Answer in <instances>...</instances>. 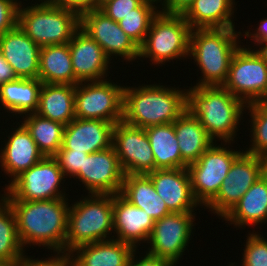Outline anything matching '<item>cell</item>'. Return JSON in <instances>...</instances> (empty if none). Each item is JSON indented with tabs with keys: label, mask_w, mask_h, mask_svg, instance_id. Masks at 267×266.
I'll use <instances>...</instances> for the list:
<instances>
[{
	"label": "cell",
	"mask_w": 267,
	"mask_h": 266,
	"mask_svg": "<svg viewBox=\"0 0 267 266\" xmlns=\"http://www.w3.org/2000/svg\"><path fill=\"white\" fill-rule=\"evenodd\" d=\"M192 28L183 15L160 12L153 18L139 58H149L152 64L162 66L176 59L189 58Z\"/></svg>",
	"instance_id": "52a82bcc"
},
{
	"label": "cell",
	"mask_w": 267,
	"mask_h": 266,
	"mask_svg": "<svg viewBox=\"0 0 267 266\" xmlns=\"http://www.w3.org/2000/svg\"><path fill=\"white\" fill-rule=\"evenodd\" d=\"M74 104L75 85L43 83L35 113L66 126L75 119Z\"/></svg>",
	"instance_id": "d4e9b609"
},
{
	"label": "cell",
	"mask_w": 267,
	"mask_h": 266,
	"mask_svg": "<svg viewBox=\"0 0 267 266\" xmlns=\"http://www.w3.org/2000/svg\"><path fill=\"white\" fill-rule=\"evenodd\" d=\"M217 144L215 142L196 162L187 166L193 196L204 209L217 195L234 160L244 151L232 150L229 142Z\"/></svg>",
	"instance_id": "9c48e42d"
},
{
	"label": "cell",
	"mask_w": 267,
	"mask_h": 266,
	"mask_svg": "<svg viewBox=\"0 0 267 266\" xmlns=\"http://www.w3.org/2000/svg\"><path fill=\"white\" fill-rule=\"evenodd\" d=\"M241 45L230 63L222 85L246 105L259 102L267 90V51Z\"/></svg>",
	"instance_id": "ba28073f"
},
{
	"label": "cell",
	"mask_w": 267,
	"mask_h": 266,
	"mask_svg": "<svg viewBox=\"0 0 267 266\" xmlns=\"http://www.w3.org/2000/svg\"><path fill=\"white\" fill-rule=\"evenodd\" d=\"M22 261H0V266H21Z\"/></svg>",
	"instance_id": "bcb514c9"
},
{
	"label": "cell",
	"mask_w": 267,
	"mask_h": 266,
	"mask_svg": "<svg viewBox=\"0 0 267 266\" xmlns=\"http://www.w3.org/2000/svg\"><path fill=\"white\" fill-rule=\"evenodd\" d=\"M0 53L18 78H38L40 47L25 34L18 24L0 36Z\"/></svg>",
	"instance_id": "7402d4cb"
},
{
	"label": "cell",
	"mask_w": 267,
	"mask_h": 266,
	"mask_svg": "<svg viewBox=\"0 0 267 266\" xmlns=\"http://www.w3.org/2000/svg\"><path fill=\"white\" fill-rule=\"evenodd\" d=\"M234 227L245 228L267 222V177H260L222 219ZM264 223V224H263Z\"/></svg>",
	"instance_id": "cb8c5ba5"
},
{
	"label": "cell",
	"mask_w": 267,
	"mask_h": 266,
	"mask_svg": "<svg viewBox=\"0 0 267 266\" xmlns=\"http://www.w3.org/2000/svg\"><path fill=\"white\" fill-rule=\"evenodd\" d=\"M38 1L26 7L20 2L18 26L40 48L67 44L80 28V13L52 0Z\"/></svg>",
	"instance_id": "5b68a950"
},
{
	"label": "cell",
	"mask_w": 267,
	"mask_h": 266,
	"mask_svg": "<svg viewBox=\"0 0 267 266\" xmlns=\"http://www.w3.org/2000/svg\"><path fill=\"white\" fill-rule=\"evenodd\" d=\"M124 175L112 146L84 157L83 168L73 179H78L88 194L113 195L121 192Z\"/></svg>",
	"instance_id": "2e32d148"
},
{
	"label": "cell",
	"mask_w": 267,
	"mask_h": 266,
	"mask_svg": "<svg viewBox=\"0 0 267 266\" xmlns=\"http://www.w3.org/2000/svg\"><path fill=\"white\" fill-rule=\"evenodd\" d=\"M17 124L15 126L18 128H12L13 131L6 136L7 141H1V143L5 142V145L0 148V167L4 174L11 177L3 189H6L19 175L45 157L26 127L22 123L18 122Z\"/></svg>",
	"instance_id": "ac0fdd59"
},
{
	"label": "cell",
	"mask_w": 267,
	"mask_h": 266,
	"mask_svg": "<svg viewBox=\"0 0 267 266\" xmlns=\"http://www.w3.org/2000/svg\"><path fill=\"white\" fill-rule=\"evenodd\" d=\"M110 0H93V9H99L102 5Z\"/></svg>",
	"instance_id": "7dc6e473"
},
{
	"label": "cell",
	"mask_w": 267,
	"mask_h": 266,
	"mask_svg": "<svg viewBox=\"0 0 267 266\" xmlns=\"http://www.w3.org/2000/svg\"><path fill=\"white\" fill-rule=\"evenodd\" d=\"M112 146L124 174H147L155 170L153 151L144 128L119 121L113 128Z\"/></svg>",
	"instance_id": "5bb4252c"
},
{
	"label": "cell",
	"mask_w": 267,
	"mask_h": 266,
	"mask_svg": "<svg viewBox=\"0 0 267 266\" xmlns=\"http://www.w3.org/2000/svg\"><path fill=\"white\" fill-rule=\"evenodd\" d=\"M156 192L173 213L195 212L200 204L195 200L190 175L186 168L156 169L146 174ZM195 210V211H194Z\"/></svg>",
	"instance_id": "d6986e66"
},
{
	"label": "cell",
	"mask_w": 267,
	"mask_h": 266,
	"mask_svg": "<svg viewBox=\"0 0 267 266\" xmlns=\"http://www.w3.org/2000/svg\"><path fill=\"white\" fill-rule=\"evenodd\" d=\"M193 2L194 0H163L159 8L160 12L166 14L183 15Z\"/></svg>",
	"instance_id": "7bdbcfd3"
},
{
	"label": "cell",
	"mask_w": 267,
	"mask_h": 266,
	"mask_svg": "<svg viewBox=\"0 0 267 266\" xmlns=\"http://www.w3.org/2000/svg\"><path fill=\"white\" fill-rule=\"evenodd\" d=\"M154 155L156 169L186 168L175 134L174 122L145 128Z\"/></svg>",
	"instance_id": "4dcf8cb0"
},
{
	"label": "cell",
	"mask_w": 267,
	"mask_h": 266,
	"mask_svg": "<svg viewBox=\"0 0 267 266\" xmlns=\"http://www.w3.org/2000/svg\"><path fill=\"white\" fill-rule=\"evenodd\" d=\"M258 28L256 27L255 31L252 33L250 30H246L244 35H241L243 37L252 39L251 43L253 42V47H256V50H263L267 51V17L265 19H262L259 21ZM259 48V49H258Z\"/></svg>",
	"instance_id": "60d3db41"
},
{
	"label": "cell",
	"mask_w": 267,
	"mask_h": 266,
	"mask_svg": "<svg viewBox=\"0 0 267 266\" xmlns=\"http://www.w3.org/2000/svg\"><path fill=\"white\" fill-rule=\"evenodd\" d=\"M75 78L79 82L108 79L110 58L102 47L79 28L68 42Z\"/></svg>",
	"instance_id": "e0dca14e"
},
{
	"label": "cell",
	"mask_w": 267,
	"mask_h": 266,
	"mask_svg": "<svg viewBox=\"0 0 267 266\" xmlns=\"http://www.w3.org/2000/svg\"><path fill=\"white\" fill-rule=\"evenodd\" d=\"M151 1H154V2H156V4H158V3H160V4H161L163 0H151Z\"/></svg>",
	"instance_id": "f907efd6"
},
{
	"label": "cell",
	"mask_w": 267,
	"mask_h": 266,
	"mask_svg": "<svg viewBox=\"0 0 267 266\" xmlns=\"http://www.w3.org/2000/svg\"><path fill=\"white\" fill-rule=\"evenodd\" d=\"M80 28L102 47L110 60L114 56H119L126 62L140 60L139 47L126 35L118 22L99 9L80 13Z\"/></svg>",
	"instance_id": "9a60e30c"
},
{
	"label": "cell",
	"mask_w": 267,
	"mask_h": 266,
	"mask_svg": "<svg viewBox=\"0 0 267 266\" xmlns=\"http://www.w3.org/2000/svg\"><path fill=\"white\" fill-rule=\"evenodd\" d=\"M78 200L68 211L65 254L81 245L114 238L113 195L88 194Z\"/></svg>",
	"instance_id": "8992f818"
},
{
	"label": "cell",
	"mask_w": 267,
	"mask_h": 266,
	"mask_svg": "<svg viewBox=\"0 0 267 266\" xmlns=\"http://www.w3.org/2000/svg\"><path fill=\"white\" fill-rule=\"evenodd\" d=\"M25 116V117H24ZM20 121L44 156L53 157L62 147L65 125L37 113L25 114Z\"/></svg>",
	"instance_id": "1f68e13d"
},
{
	"label": "cell",
	"mask_w": 267,
	"mask_h": 266,
	"mask_svg": "<svg viewBox=\"0 0 267 266\" xmlns=\"http://www.w3.org/2000/svg\"><path fill=\"white\" fill-rule=\"evenodd\" d=\"M18 77L14 73L13 68L10 64L6 61L4 56L0 53V85L14 81Z\"/></svg>",
	"instance_id": "f6af8a7d"
},
{
	"label": "cell",
	"mask_w": 267,
	"mask_h": 266,
	"mask_svg": "<svg viewBox=\"0 0 267 266\" xmlns=\"http://www.w3.org/2000/svg\"><path fill=\"white\" fill-rule=\"evenodd\" d=\"M143 1L144 0H110L102 5L99 10L113 21L119 22Z\"/></svg>",
	"instance_id": "74e56055"
},
{
	"label": "cell",
	"mask_w": 267,
	"mask_h": 266,
	"mask_svg": "<svg viewBox=\"0 0 267 266\" xmlns=\"http://www.w3.org/2000/svg\"><path fill=\"white\" fill-rule=\"evenodd\" d=\"M42 83L76 85L70 48L67 44H55L40 48L39 74Z\"/></svg>",
	"instance_id": "f546056e"
},
{
	"label": "cell",
	"mask_w": 267,
	"mask_h": 266,
	"mask_svg": "<svg viewBox=\"0 0 267 266\" xmlns=\"http://www.w3.org/2000/svg\"><path fill=\"white\" fill-rule=\"evenodd\" d=\"M114 123L75 118L64 128L59 150L95 153L112 147Z\"/></svg>",
	"instance_id": "44dd1931"
},
{
	"label": "cell",
	"mask_w": 267,
	"mask_h": 266,
	"mask_svg": "<svg viewBox=\"0 0 267 266\" xmlns=\"http://www.w3.org/2000/svg\"><path fill=\"white\" fill-rule=\"evenodd\" d=\"M187 89L159 84L124 86L123 121L148 128L173 123L187 109Z\"/></svg>",
	"instance_id": "7a4b0ae2"
},
{
	"label": "cell",
	"mask_w": 267,
	"mask_h": 266,
	"mask_svg": "<svg viewBox=\"0 0 267 266\" xmlns=\"http://www.w3.org/2000/svg\"><path fill=\"white\" fill-rule=\"evenodd\" d=\"M136 249L116 239L81 245L69 255L72 266H128Z\"/></svg>",
	"instance_id": "603a6c76"
},
{
	"label": "cell",
	"mask_w": 267,
	"mask_h": 266,
	"mask_svg": "<svg viewBox=\"0 0 267 266\" xmlns=\"http://www.w3.org/2000/svg\"><path fill=\"white\" fill-rule=\"evenodd\" d=\"M264 175V157L243 151L233 162L217 195L205 206L224 218L247 190Z\"/></svg>",
	"instance_id": "7c38bea8"
},
{
	"label": "cell",
	"mask_w": 267,
	"mask_h": 266,
	"mask_svg": "<svg viewBox=\"0 0 267 266\" xmlns=\"http://www.w3.org/2000/svg\"><path fill=\"white\" fill-rule=\"evenodd\" d=\"M42 84L39 78H17L0 85L1 106L6 109L5 112L16 115L18 118L21 115L35 113L38 109Z\"/></svg>",
	"instance_id": "f1b7e54d"
},
{
	"label": "cell",
	"mask_w": 267,
	"mask_h": 266,
	"mask_svg": "<svg viewBox=\"0 0 267 266\" xmlns=\"http://www.w3.org/2000/svg\"><path fill=\"white\" fill-rule=\"evenodd\" d=\"M240 35L235 28L192 29L189 57L202 73L192 87L224 84L233 55L241 46Z\"/></svg>",
	"instance_id": "277c9868"
},
{
	"label": "cell",
	"mask_w": 267,
	"mask_h": 266,
	"mask_svg": "<svg viewBox=\"0 0 267 266\" xmlns=\"http://www.w3.org/2000/svg\"><path fill=\"white\" fill-rule=\"evenodd\" d=\"M25 253L18 237L15 213L0 193V261H22Z\"/></svg>",
	"instance_id": "d6a6232c"
},
{
	"label": "cell",
	"mask_w": 267,
	"mask_h": 266,
	"mask_svg": "<svg viewBox=\"0 0 267 266\" xmlns=\"http://www.w3.org/2000/svg\"><path fill=\"white\" fill-rule=\"evenodd\" d=\"M61 6L73 9L79 13L93 9V0H52Z\"/></svg>",
	"instance_id": "ee69618b"
},
{
	"label": "cell",
	"mask_w": 267,
	"mask_h": 266,
	"mask_svg": "<svg viewBox=\"0 0 267 266\" xmlns=\"http://www.w3.org/2000/svg\"><path fill=\"white\" fill-rule=\"evenodd\" d=\"M65 175L54 157L45 156L19 175L6 190L19 201H40L66 198ZM63 181V182H62Z\"/></svg>",
	"instance_id": "8fae6325"
},
{
	"label": "cell",
	"mask_w": 267,
	"mask_h": 266,
	"mask_svg": "<svg viewBox=\"0 0 267 266\" xmlns=\"http://www.w3.org/2000/svg\"><path fill=\"white\" fill-rule=\"evenodd\" d=\"M264 175L267 177V156L264 157Z\"/></svg>",
	"instance_id": "c3c4849f"
},
{
	"label": "cell",
	"mask_w": 267,
	"mask_h": 266,
	"mask_svg": "<svg viewBox=\"0 0 267 266\" xmlns=\"http://www.w3.org/2000/svg\"><path fill=\"white\" fill-rule=\"evenodd\" d=\"M259 102H265V103H267V90H266L265 95L263 96V98Z\"/></svg>",
	"instance_id": "681fc988"
},
{
	"label": "cell",
	"mask_w": 267,
	"mask_h": 266,
	"mask_svg": "<svg viewBox=\"0 0 267 266\" xmlns=\"http://www.w3.org/2000/svg\"><path fill=\"white\" fill-rule=\"evenodd\" d=\"M88 153L78 152L74 150H58V152L53 156L61 170L63 171L65 178L68 176L75 177L81 168H83L84 157Z\"/></svg>",
	"instance_id": "8d00e7d4"
},
{
	"label": "cell",
	"mask_w": 267,
	"mask_h": 266,
	"mask_svg": "<svg viewBox=\"0 0 267 266\" xmlns=\"http://www.w3.org/2000/svg\"><path fill=\"white\" fill-rule=\"evenodd\" d=\"M117 84L111 79L76 84L75 118L105 120L114 124L122 121L124 85Z\"/></svg>",
	"instance_id": "30bf717a"
},
{
	"label": "cell",
	"mask_w": 267,
	"mask_h": 266,
	"mask_svg": "<svg viewBox=\"0 0 267 266\" xmlns=\"http://www.w3.org/2000/svg\"><path fill=\"white\" fill-rule=\"evenodd\" d=\"M120 194L154 221L171 213L146 174H125Z\"/></svg>",
	"instance_id": "4316f807"
},
{
	"label": "cell",
	"mask_w": 267,
	"mask_h": 266,
	"mask_svg": "<svg viewBox=\"0 0 267 266\" xmlns=\"http://www.w3.org/2000/svg\"><path fill=\"white\" fill-rule=\"evenodd\" d=\"M20 2V0H0V36L17 25Z\"/></svg>",
	"instance_id": "f35d334b"
},
{
	"label": "cell",
	"mask_w": 267,
	"mask_h": 266,
	"mask_svg": "<svg viewBox=\"0 0 267 266\" xmlns=\"http://www.w3.org/2000/svg\"><path fill=\"white\" fill-rule=\"evenodd\" d=\"M21 266H72V261L69 254L54 253L45 259H33L26 255L22 260Z\"/></svg>",
	"instance_id": "ab89813d"
},
{
	"label": "cell",
	"mask_w": 267,
	"mask_h": 266,
	"mask_svg": "<svg viewBox=\"0 0 267 266\" xmlns=\"http://www.w3.org/2000/svg\"><path fill=\"white\" fill-rule=\"evenodd\" d=\"M174 128L181 158L187 165L196 162L215 143L187 109L174 121Z\"/></svg>",
	"instance_id": "83f0119b"
},
{
	"label": "cell",
	"mask_w": 267,
	"mask_h": 266,
	"mask_svg": "<svg viewBox=\"0 0 267 266\" xmlns=\"http://www.w3.org/2000/svg\"><path fill=\"white\" fill-rule=\"evenodd\" d=\"M246 236V245L239 266H267V239L258 232Z\"/></svg>",
	"instance_id": "d590c367"
},
{
	"label": "cell",
	"mask_w": 267,
	"mask_h": 266,
	"mask_svg": "<svg viewBox=\"0 0 267 266\" xmlns=\"http://www.w3.org/2000/svg\"><path fill=\"white\" fill-rule=\"evenodd\" d=\"M136 254L137 252L135 250L131 255L128 266H177L169 260L150 255L147 252L138 259Z\"/></svg>",
	"instance_id": "b9f144b4"
},
{
	"label": "cell",
	"mask_w": 267,
	"mask_h": 266,
	"mask_svg": "<svg viewBox=\"0 0 267 266\" xmlns=\"http://www.w3.org/2000/svg\"><path fill=\"white\" fill-rule=\"evenodd\" d=\"M235 0H194L183 14L192 29L235 28Z\"/></svg>",
	"instance_id": "484cf974"
},
{
	"label": "cell",
	"mask_w": 267,
	"mask_h": 266,
	"mask_svg": "<svg viewBox=\"0 0 267 266\" xmlns=\"http://www.w3.org/2000/svg\"><path fill=\"white\" fill-rule=\"evenodd\" d=\"M2 196L9 202L16 216L17 233L26 250L33 245L46 247L53 253H65L68 211L70 200L66 198L19 201L6 189ZM68 201V202H67ZM32 244V245H31Z\"/></svg>",
	"instance_id": "6da1fadb"
},
{
	"label": "cell",
	"mask_w": 267,
	"mask_h": 266,
	"mask_svg": "<svg viewBox=\"0 0 267 266\" xmlns=\"http://www.w3.org/2000/svg\"><path fill=\"white\" fill-rule=\"evenodd\" d=\"M246 106L223 86H190L187 89V110L215 142H235Z\"/></svg>",
	"instance_id": "3957f363"
},
{
	"label": "cell",
	"mask_w": 267,
	"mask_h": 266,
	"mask_svg": "<svg viewBox=\"0 0 267 266\" xmlns=\"http://www.w3.org/2000/svg\"><path fill=\"white\" fill-rule=\"evenodd\" d=\"M195 216L194 212H171L155 221L148 244H146L150 247L145 252L179 264L192 239L193 229H195L193 226L196 224L194 223Z\"/></svg>",
	"instance_id": "4fadbf2b"
},
{
	"label": "cell",
	"mask_w": 267,
	"mask_h": 266,
	"mask_svg": "<svg viewBox=\"0 0 267 266\" xmlns=\"http://www.w3.org/2000/svg\"><path fill=\"white\" fill-rule=\"evenodd\" d=\"M248 110V111H247ZM246 112L250 113V142L245 152L266 157L267 156V103L254 102L247 104Z\"/></svg>",
	"instance_id": "e575fe53"
},
{
	"label": "cell",
	"mask_w": 267,
	"mask_h": 266,
	"mask_svg": "<svg viewBox=\"0 0 267 266\" xmlns=\"http://www.w3.org/2000/svg\"><path fill=\"white\" fill-rule=\"evenodd\" d=\"M154 223L145 210L131 204L120 193L113 194V236H116L113 239L137 249L148 242Z\"/></svg>",
	"instance_id": "ffe728a7"
},
{
	"label": "cell",
	"mask_w": 267,
	"mask_h": 266,
	"mask_svg": "<svg viewBox=\"0 0 267 266\" xmlns=\"http://www.w3.org/2000/svg\"><path fill=\"white\" fill-rule=\"evenodd\" d=\"M155 3L151 0H144L137 8L118 22L121 29L138 47L143 44L153 18L160 11V5Z\"/></svg>",
	"instance_id": "836d02e7"
}]
</instances>
